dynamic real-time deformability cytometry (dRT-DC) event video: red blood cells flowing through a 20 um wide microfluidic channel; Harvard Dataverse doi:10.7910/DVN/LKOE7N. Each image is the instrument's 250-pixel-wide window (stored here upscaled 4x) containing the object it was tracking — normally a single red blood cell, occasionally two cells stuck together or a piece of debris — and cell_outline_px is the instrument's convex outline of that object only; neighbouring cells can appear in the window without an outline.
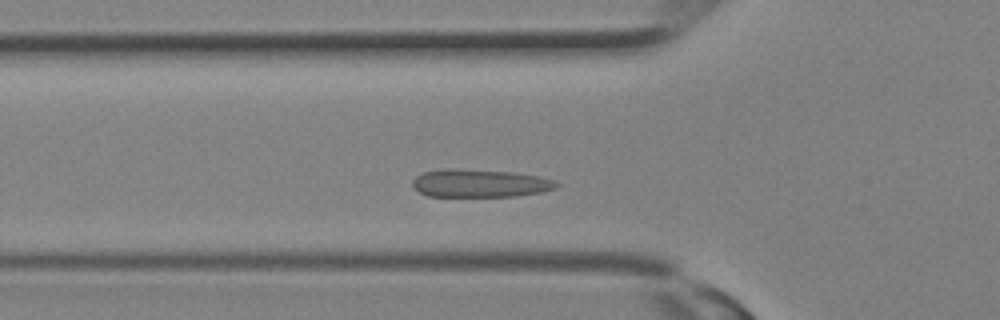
{"species": "Egyptian fruit bat (a non-hibernating species)", "species_latin": "Rousettus aegyptiacus", "temperature_condition": "room temperature", "stored_images_in_passage": 13, "camera_frame_rate_fps": 3000, "um_per_image_px": 0.085, "animal": {"sex": "female"}, "frame": {"image": 1, "passage_image": 5, "time_ms": 1.333, "image_size_px": [1000, 320], "cell_outline_px": [[560, 184], [556, 188], [544, 192], [516, 196], [428, 196], [420, 192], [412, 184], [412, 180], [416, 176], [424, 172], [444, 168], [448, 168], [512, 172], [540, 176], [552, 180]], "centroid_in_image_um": [40.81, 15.58], "position_along_channel_um": 85.0, "area_um2": 23.41}}
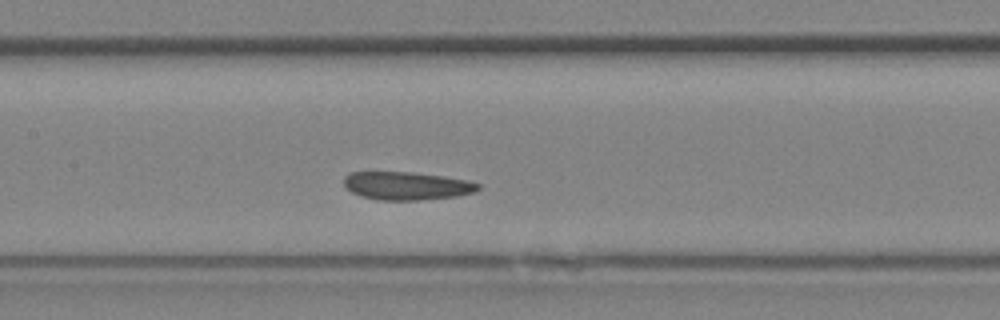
{"frame": {"image": 2, "passage_image": 9, "time_ms": 2.667, "image_size_px": [1000, 320], "cell_outline_px": [[480, 188], [476, 192], [456, 196], [420, 200], [380, 200], [360, 196], [352, 192], [344, 184], [344, 176], [348, 172], [412, 172], [444, 176], [468, 180], [480, 184]], "centroid_in_image_um": [34.58, 15.79], "position_along_channel_um": 172.8, "area_um2": 22.08}}
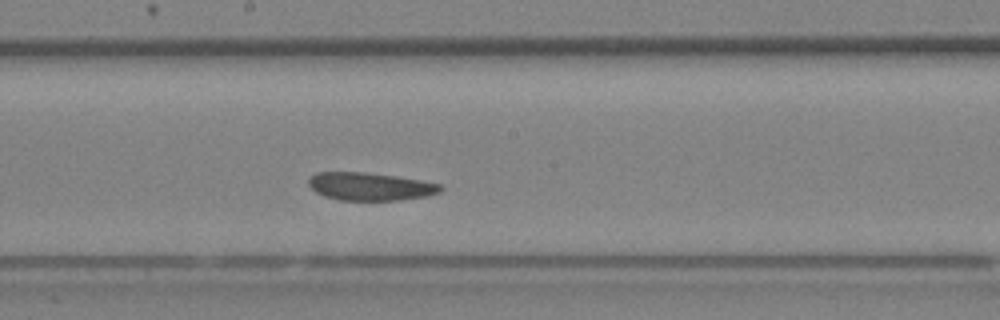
{"frame": {"image": 3, "passage_image": 11, "time_ms": 3.333, "image_size_px": [1000, 320], "cell_outline_px": [[444, 188], [440, 192], [428, 196], [400, 200], [340, 200], [324, 196], [316, 192], [308, 184], [308, 180], [316, 172], [364, 172], [396, 176], [420, 180], [440, 184]], "centroid_in_image_um": [31.48, 15.85], "position_along_channel_um": 216.7, "area_um2": 21.44}}